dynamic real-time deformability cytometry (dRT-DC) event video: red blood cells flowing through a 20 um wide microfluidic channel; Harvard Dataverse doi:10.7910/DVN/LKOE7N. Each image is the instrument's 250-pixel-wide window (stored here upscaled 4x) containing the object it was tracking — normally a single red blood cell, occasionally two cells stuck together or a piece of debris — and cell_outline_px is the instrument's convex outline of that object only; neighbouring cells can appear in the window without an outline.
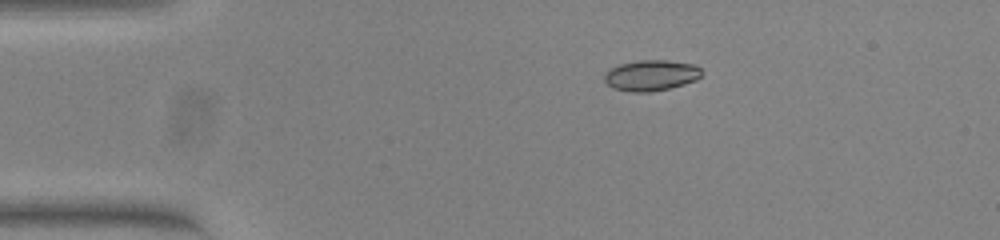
{"species": "common noctule bat (a hibernating species)", "species_latin": "Nyctalus noctula", "temperature_condition": "warm", "stored_images_in_passage": 44, "camera_frame_rate_fps": 3000, "um_per_image_px": 0.085, "animal": {"sex": "female", "body_mass_g": 23.0, "forearm_length_mm": 53.4}, "frame": {"image": 1, "passage_image": 1, "time_ms": 0.0, "image_size_px": [1000, 240], "cell_outline_px": [[704, 72], [696, 80], [684, 84], [668, 88], [648, 92], [632, 92], [612, 88], [604, 80], [604, 72], [620, 64], [640, 60], [668, 60], [692, 64], [700, 68]], "centroid_in_image_um": [55.34, 6.4], "position_along_channel_um": 29.7, "area_um2": 17.4}}
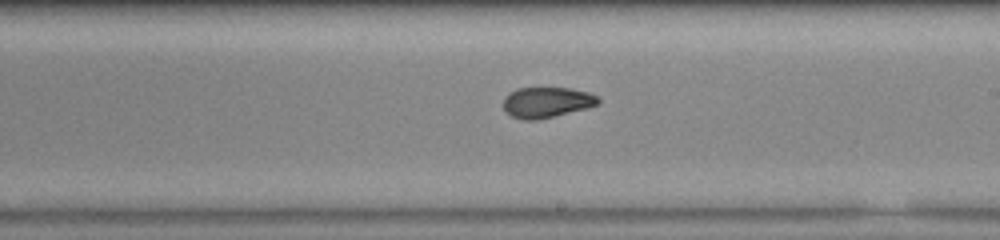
{"frame": {"image": 2, "passage_image": 22, "time_ms": 7.0, "image_size_px": [1000, 240], "cell_outline_px": [[600, 100], [596, 104], [588, 108], [540, 120], [524, 120], [512, 116], [504, 108], [504, 96], [508, 92], [516, 88], [568, 88], [588, 92], [596, 96]], "centroid_in_image_um": [46.45, 8.7], "position_along_channel_um": 242.6, "area_um2": 16.94}}
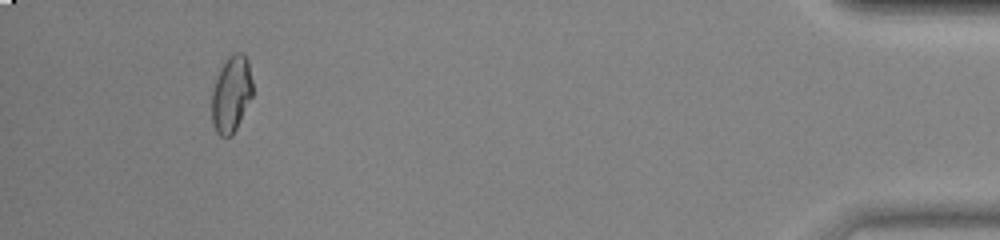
{"frame": {"image": 3, "passage_image": 41, "time_ms": 13.333, "image_size_px": [1000, 240], "cell_outline_px": [[252, 96], [232, 136], [220, 136], [216, 132], [212, 124], [212, 92], [220, 68], [228, 56], [232, 52], [244, 52], [248, 60], [252, 80]], "centroid_in_image_um": [19.66, 7.96], "position_along_channel_um": 415.5, "area_um2": 18.21}, "authors_computed_cell_mechanics": {"area_um2": 17.3978, "velocity_mm_per_s": 3.8428, "shape_relaxation_time_tau1_ms": null, "shape_relaxation_time_tau2_ms": 1.0828, "deformation_change_tau1": null, "deformation_change_tau2": 0.0538}}